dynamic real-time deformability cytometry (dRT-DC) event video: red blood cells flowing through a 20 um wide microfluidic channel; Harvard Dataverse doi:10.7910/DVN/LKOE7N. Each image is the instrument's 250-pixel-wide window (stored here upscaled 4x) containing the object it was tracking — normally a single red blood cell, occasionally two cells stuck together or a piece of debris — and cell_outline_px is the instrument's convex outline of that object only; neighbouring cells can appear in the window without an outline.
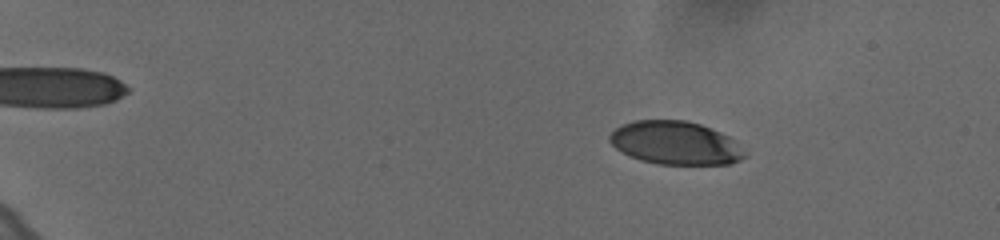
{"species": "human", "species_latin": "Homo sapiens", "temperature_condition": "cold", "stored_images_in_passage": 60, "camera_frame_rate_fps": 3000, "um_per_image_px": 0.085, "donor": {"sex": "female"}, "frame": {"image": 1, "passage_image": 11, "time_ms": 3.333, "image_size_px": [1000, 240], "cell_outline_px": [[748, 156], [740, 160], [728, 164], [660, 164], [640, 160], [628, 156], [616, 148], [608, 140], [608, 136], [620, 124], [636, 120], [684, 120], [700, 124], [712, 128], [728, 136]], "centroid_in_image_um": [57.37, 12.15], "position_along_channel_um": 27.6, "area_um2": 33.99}}
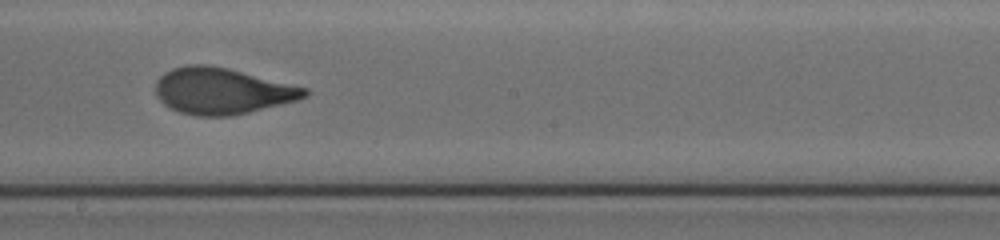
{"frame": {"image": 2, "passage_image": 38, "time_ms": 12.333, "image_size_px": [1000, 240], "cell_outline_px": [[308, 96], [296, 100], [232, 116], [196, 116], [180, 112], [164, 104], [156, 96], [156, 80], [164, 72], [172, 68], [188, 64], [204, 64], [228, 68], [308, 88]], "centroid_in_image_um": [18.85, 7.72], "position_along_channel_um": 229.4, "area_um2": 40.06}}
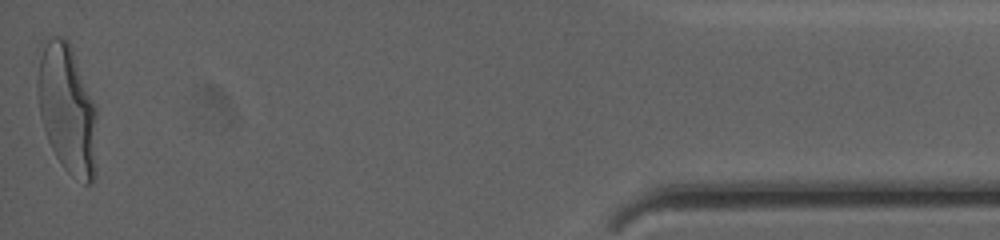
{"frame": {"image": 3, "passage_image": 60, "time_ms": 19.667, "image_size_px": [1000, 240], "cell_outline_px": [[96, 176], [92, 184], [84, 184], [72, 176], [60, 164], [48, 140], [40, 116], [36, 80], [36, 48], [52, 36], [60, 36], [68, 40], [72, 48], [96, 104]], "centroid_in_image_um": [5.69, 9.22], "position_along_channel_um": 429.5, "area_um2": 46.01}, "authors_computed_cell_mechanics": {"area_um2": 39.4485, "velocity_mm_per_s": 3.6323, "shape_relaxation_time_tau1_ms": 4.385, "shape_relaxation_time_tau2_ms": null, "deformation_change_tau1": 0.2058, "deformation_change_tau2": null}}